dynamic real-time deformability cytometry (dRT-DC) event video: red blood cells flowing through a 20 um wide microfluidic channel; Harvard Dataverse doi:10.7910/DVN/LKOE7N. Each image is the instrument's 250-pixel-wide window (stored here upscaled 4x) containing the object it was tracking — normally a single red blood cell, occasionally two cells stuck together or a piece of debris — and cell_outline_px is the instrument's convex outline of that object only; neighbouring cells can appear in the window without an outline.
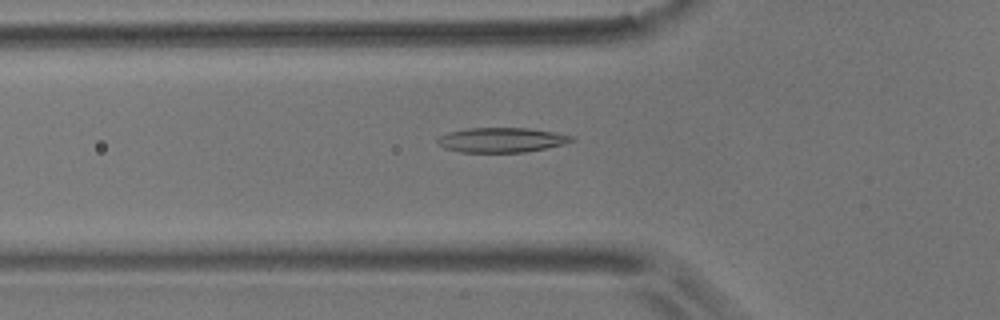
{"species": "common noctule bat (a hibernating species)", "species_latin": "Nyctalus noctula", "temperature_condition": "room temperature", "stored_images_in_passage": 3, "camera_frame_rate_fps": 3000, "um_per_image_px": 0.085, "animal": {"sex": "male", "body_mass_g": 17.9}, "frame": {"image": 1, "passage_image": 3, "time_ms": 4.0, "image_size_px": [1000, 320], "cell_outline_px": [[576, 140], [564, 144], [524, 152], [460, 152], [444, 148], [436, 144], [436, 136], [448, 132], [468, 128], [528, 128], [556, 132], [576, 136]], "centroid_in_image_um": [42.61, 11.89], "position_along_channel_um": 83.2, "area_um2": 19.59}}